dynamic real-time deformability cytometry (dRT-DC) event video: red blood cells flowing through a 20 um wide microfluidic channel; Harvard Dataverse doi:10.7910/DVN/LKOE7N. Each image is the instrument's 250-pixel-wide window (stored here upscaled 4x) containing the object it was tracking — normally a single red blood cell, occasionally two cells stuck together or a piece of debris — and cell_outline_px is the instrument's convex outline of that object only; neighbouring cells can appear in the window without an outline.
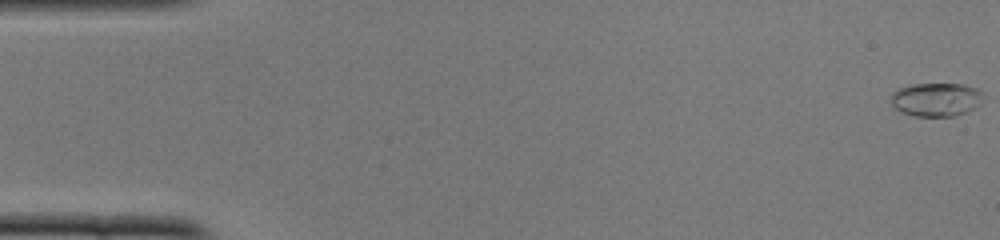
{"species": "common noctule bat (a hibernating species)", "species_latin": "Nyctalus noctula", "temperature_condition": "cold", "stored_images_in_passage": 52, "camera_frame_rate_fps": 3000, "um_per_image_px": 0.085, "animal": {"sex": "female", "body_mass_g": 22.0, "forearm_length_mm": 56.7}, "frame": {"image": 1, "passage_image": 1, "time_ms": 0.0, "image_size_px": [1000, 240], "cell_outline_px": [[984, 96], [976, 108], [956, 116], [912, 116], [900, 112], [892, 104], [892, 92], [900, 88], [912, 84], [964, 84], [976, 88], [984, 92]], "centroid_in_image_um": [79.6, 8.46], "position_along_channel_um": 5.4, "area_um2": 18.21}}
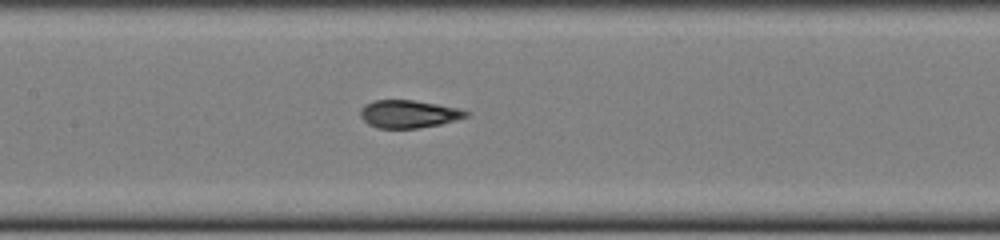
{"frame": {"image": 2, "passage_image": 25, "time_ms": 8.0, "image_size_px": [1000, 240], "cell_outline_px": [[468, 116], [456, 120], [440, 124], [416, 128], [376, 128], [368, 124], [360, 116], [360, 108], [364, 104], [372, 100], [412, 100], [460, 108], [468, 112]], "centroid_in_image_um": [34.69, 9.68], "position_along_channel_um": 172.7, "area_um2": 17.11}}
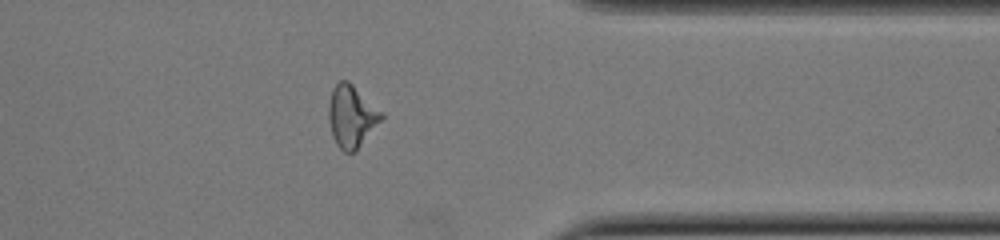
{"frame": {"image": 3, "passage_image": 42, "time_ms": 13.667, "image_size_px": [1000, 240], "cell_outline_px": [[384, 116], [356, 152], [344, 152], [336, 144], [332, 136], [328, 120], [328, 104], [332, 88], [340, 80], [348, 80], [384, 112]], "centroid_in_image_um": [29.88, 9.88], "position_along_channel_um": 381.5, "area_um2": 19.36}, "authors_computed_cell_mechanics": {"area_um2": 17.8024, "velocity_mm_per_s": 3.8793, "shape_relaxation_time_tau1_ms": null, "shape_relaxation_time_tau2_ms": 1.0697, "deformation_change_tau1": null, "deformation_change_tau2": 0.0688}}